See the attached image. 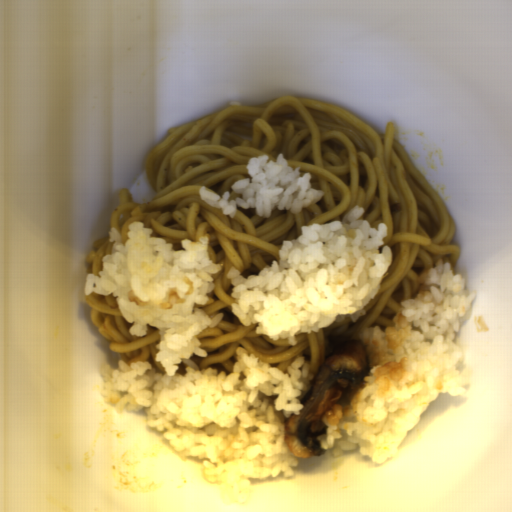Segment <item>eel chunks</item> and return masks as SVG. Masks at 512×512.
<instances>
[{
    "label": "eel chunks",
    "mask_w": 512,
    "mask_h": 512,
    "mask_svg": "<svg viewBox=\"0 0 512 512\" xmlns=\"http://www.w3.org/2000/svg\"><path fill=\"white\" fill-rule=\"evenodd\" d=\"M372 373L368 347L361 339L336 342L321 362L300 399L299 415L283 422L284 443L294 458L308 459L327 451L319 437L328 431L323 421L335 404H345Z\"/></svg>",
    "instance_id": "obj_1"
}]
</instances>
